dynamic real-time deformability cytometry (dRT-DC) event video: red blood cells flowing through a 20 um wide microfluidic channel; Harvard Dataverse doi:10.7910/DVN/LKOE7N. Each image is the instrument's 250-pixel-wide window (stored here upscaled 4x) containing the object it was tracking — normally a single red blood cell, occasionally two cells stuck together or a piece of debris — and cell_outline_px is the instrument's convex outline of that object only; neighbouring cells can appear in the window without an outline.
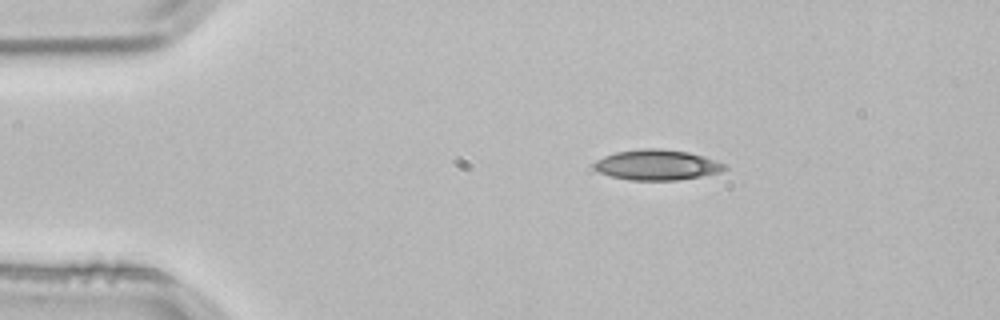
{"species": "common noctule bat (a hibernating species)", "species_latin": "Nyctalus noctula", "temperature_condition": "room temperature", "stored_images_in_passage": 2, "camera_frame_rate_fps": 3000, "um_per_image_px": 0.085, "animal": {"sex": "male", "body_mass_g": 21.5, "forearm_length_mm": 52.0}, "frame": {"image": 1, "passage_image": 1, "time_ms": 0.0, "image_size_px": [1000, 320], "cell_outline_px": [[728, 168], [720, 172], [700, 176], [676, 180], [628, 180], [612, 176], [600, 172], [592, 168], [592, 164], [596, 160], [604, 156], [616, 152], [644, 148], [660, 148], [688, 152], [704, 156], [728, 164]], "centroid_in_image_um": [55.85, 14.01], "position_along_channel_um": 29.1, "area_um2": 23.24}}